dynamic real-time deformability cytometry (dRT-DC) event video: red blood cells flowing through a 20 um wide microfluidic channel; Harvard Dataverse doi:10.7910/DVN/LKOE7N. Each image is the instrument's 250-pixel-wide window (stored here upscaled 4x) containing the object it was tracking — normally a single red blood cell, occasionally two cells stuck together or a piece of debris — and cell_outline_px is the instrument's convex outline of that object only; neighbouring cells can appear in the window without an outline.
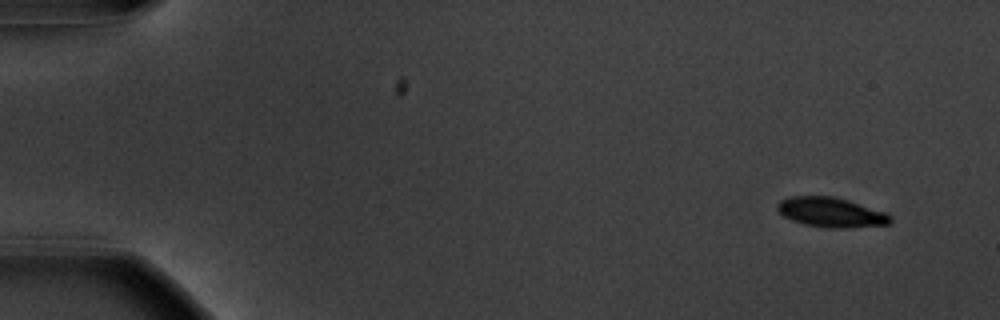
{"species": "common noctule bat (a hibernating species)", "species_latin": "Nyctalus noctula", "temperature_condition": "warm", "stored_images_in_passage": 21, "camera_frame_rate_fps": 3000, "um_per_image_px": 0.085, "animal": {"sex": "male", "body_mass_g": 20.1, "forearm_length_mm": 53.5}, "frame": {"image": 1, "passage_image": 1, "time_ms": 0.0, "image_size_px": [1000, 320], "cell_outline_px": [[892, 224], [844, 228], [828, 228], [804, 224], [792, 220], [784, 216], [776, 208], [776, 204], [780, 200], [788, 196], [832, 196], [848, 200], [888, 212], [892, 216]], "centroid_in_image_um": [70.67, 18.04], "position_along_channel_um": 14.3, "area_um2": 19.83}}
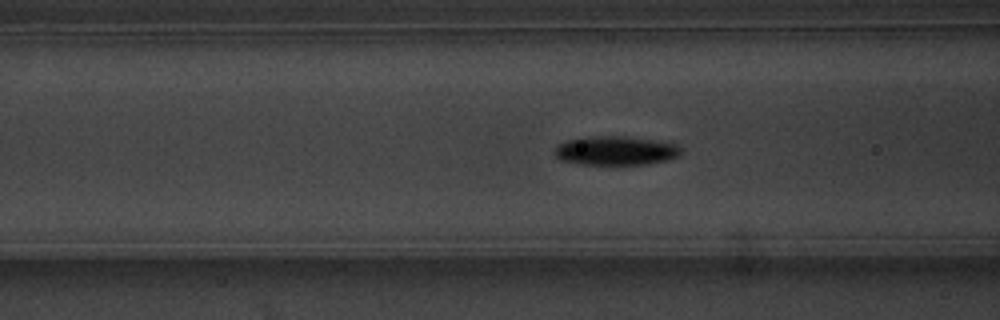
{"frame": {"image": 2, "passage_image": 20, "time_ms": 6.333, "image_size_px": [1000, 320], "cell_outline_px": [[684, 148], [680, 156], [668, 160], [648, 164], [580, 164], [560, 160], [552, 152], [556, 144], [564, 140], [592, 136], [624, 136], [656, 140], [680, 144]], "centroid_in_image_um": [52.36, 12.79], "position_along_channel_um": 114.2, "area_um2": 21.91}}